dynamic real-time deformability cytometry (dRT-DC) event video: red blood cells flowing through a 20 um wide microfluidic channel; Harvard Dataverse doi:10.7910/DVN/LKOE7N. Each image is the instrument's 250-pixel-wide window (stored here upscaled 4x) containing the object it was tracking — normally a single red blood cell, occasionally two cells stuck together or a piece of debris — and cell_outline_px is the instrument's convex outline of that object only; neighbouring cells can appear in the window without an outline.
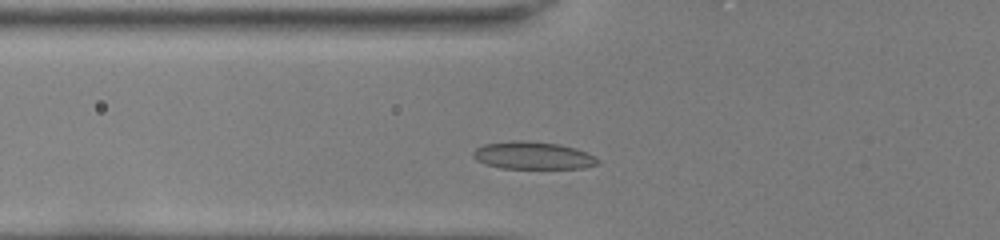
{"species": "common noctule bat (a hibernating species)", "species_latin": "Nyctalus noctula", "temperature_condition": "room temperature", "stored_images_in_passage": 32, "camera_frame_rate_fps": 3000, "um_per_image_px": 0.085, "animal": {"sex": "female", "body_mass_g": 22.0, "forearm_length_mm": 56.7}, "frame": {"image": 1, "passage_image": 4, "time_ms": 1.0, "image_size_px": [1000, 240], "cell_outline_px": [[600, 164], [584, 168], [500, 168], [484, 164], [476, 160], [472, 156], [472, 152], [476, 148], [484, 144], [512, 140], [524, 140], [560, 144], [576, 148], [588, 152], [600, 160]], "centroid_in_image_um": [45.3, 13.21], "position_along_channel_um": 80.5, "area_um2": 20.29}}
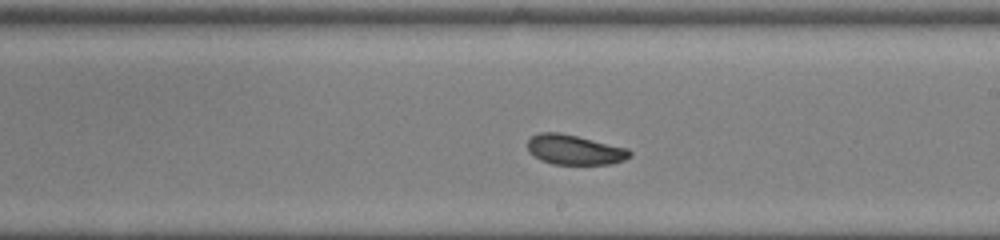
{"frame": {"image": 2, "passage_image": 16, "time_ms": 5.0, "image_size_px": [1000, 240], "cell_outline_px": [[632, 156], [624, 160], [612, 164], [552, 164], [540, 160], [528, 152], [528, 140], [532, 136], [540, 132], [560, 132], [628, 148], [632, 152]], "centroid_in_image_um": [48.84, 12.73], "position_along_channel_um": 240.2, "area_um2": 17.92}}
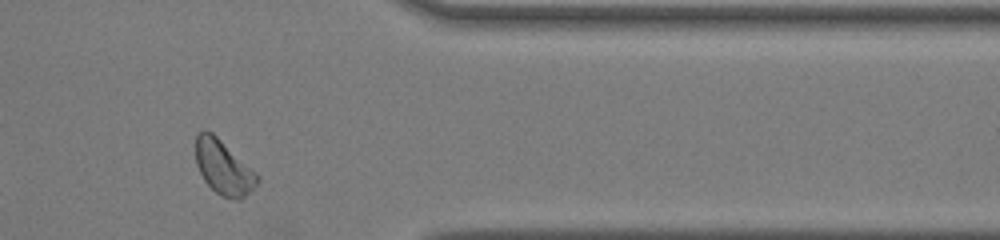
{"frame": {"image": 3, "passage_image": 28, "time_ms": 9.0, "image_size_px": [1000, 240], "cell_outline_px": [[260, 180], [240, 200], [236, 200], [220, 196], [204, 180], [196, 164], [196, 132], [204, 128], [212, 132], [256, 172], [260, 176]], "centroid_in_image_um": [18.98, 14.21], "position_along_channel_um": 392.4, "area_um2": 19.42}, "authors_computed_cell_mechanics": {"area_um2": 18.6694, "velocity_mm_per_s": 4.0058, "shape_relaxation_time_tau1_ms": 2.7127, "shape_relaxation_time_tau2_ms": 3.5679, "deformation_change_tau1": 0.0742, "deformation_change_tau2": 0.0609}}